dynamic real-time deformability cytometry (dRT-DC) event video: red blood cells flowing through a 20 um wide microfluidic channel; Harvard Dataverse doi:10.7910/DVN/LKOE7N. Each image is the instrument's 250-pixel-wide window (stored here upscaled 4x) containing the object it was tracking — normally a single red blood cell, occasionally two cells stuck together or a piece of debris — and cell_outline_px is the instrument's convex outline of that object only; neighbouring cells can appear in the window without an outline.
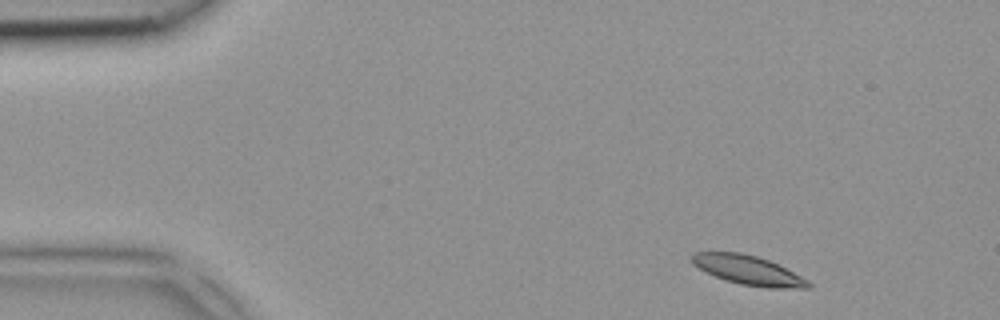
{"species": "common noctule bat (a hibernating species)", "species_latin": "Nyctalus noctula", "temperature_condition": "room temperature", "stored_images_in_passage": 3, "camera_frame_rate_fps": 3000, "um_per_image_px": 0.085, "animal": {"sex": "female", "body_mass_g": 18.4}, "frame": {"image": 1, "passage_image": 1, "time_ms": 0.0, "image_size_px": [1000, 320], "cell_outline_px": [[812, 288], [768, 288], [740, 284], [716, 276], [692, 264], [688, 260], [688, 256], [692, 252], [740, 252], [756, 256], [768, 260], [808, 280], [812, 284]], "centroid_in_image_um": [63.55, 22.95], "position_along_channel_um": 21.4, "area_um2": 19.71}}